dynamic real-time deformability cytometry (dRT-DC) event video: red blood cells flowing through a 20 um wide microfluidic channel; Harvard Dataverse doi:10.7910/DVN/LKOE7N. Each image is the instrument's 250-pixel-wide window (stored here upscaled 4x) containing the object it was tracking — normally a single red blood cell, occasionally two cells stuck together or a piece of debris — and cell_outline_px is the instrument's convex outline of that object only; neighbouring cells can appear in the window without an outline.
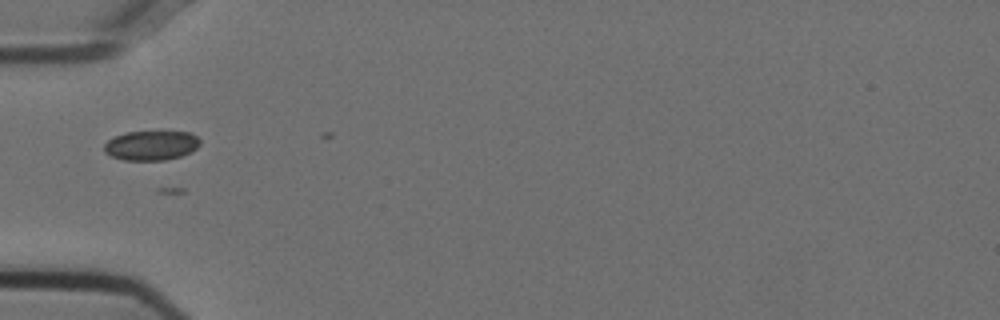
{"species": "Egyptian fruit bat (a non-hibernating species)", "species_latin": "Rousettus aegyptiacus", "temperature_condition": "cold", "stored_images_in_passage": 8, "camera_frame_rate_fps": 3000, "um_per_image_px": 0.085, "animal": {"sex": "female"}, "frame": {"image": 1, "passage_image": 1, "time_ms": 0.0, "image_size_px": [1000, 320], "cell_outline_px": [[200, 144], [192, 152], [180, 156], [164, 160], [124, 160], [112, 156], [104, 152], [104, 144], [108, 140], [116, 136], [128, 132], [188, 132], [196, 136], [200, 140]], "centroid_in_image_um": [12.86, 12.37], "position_along_channel_um": 72.1, "area_um2": 16.36}}